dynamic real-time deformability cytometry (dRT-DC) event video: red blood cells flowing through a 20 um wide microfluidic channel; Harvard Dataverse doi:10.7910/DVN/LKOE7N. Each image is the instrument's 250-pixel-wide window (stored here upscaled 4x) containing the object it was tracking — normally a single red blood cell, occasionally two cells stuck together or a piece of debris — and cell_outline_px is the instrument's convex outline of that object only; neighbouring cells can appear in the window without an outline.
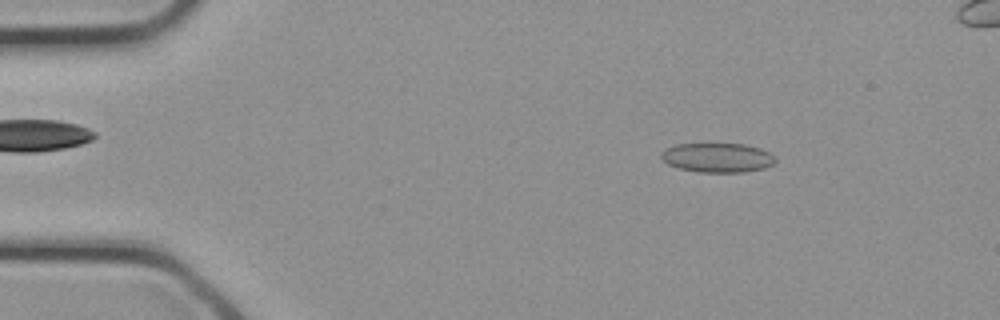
{"species": "common noctule bat (a hibernating species)", "species_latin": "Nyctalus noctula", "temperature_condition": "cold", "stored_images_in_passage": 31, "camera_frame_rate_fps": 3000, "um_per_image_px": 0.085, "animal": {"sex": "female", "body_mass_g": 21.9}, "frame": {"image": 1, "passage_image": 4, "time_ms": 1.0, "image_size_px": [1000, 320], "cell_outline_px": [[776, 160], [772, 164], [764, 168], [744, 172], [700, 172], [680, 168], [668, 164], [660, 156], [660, 152], [664, 148], [676, 144], [744, 144], [760, 148], [772, 152], [776, 156]], "centroid_in_image_um": [61.0, 13.39], "position_along_channel_um": 24.0, "area_um2": 19.65}}
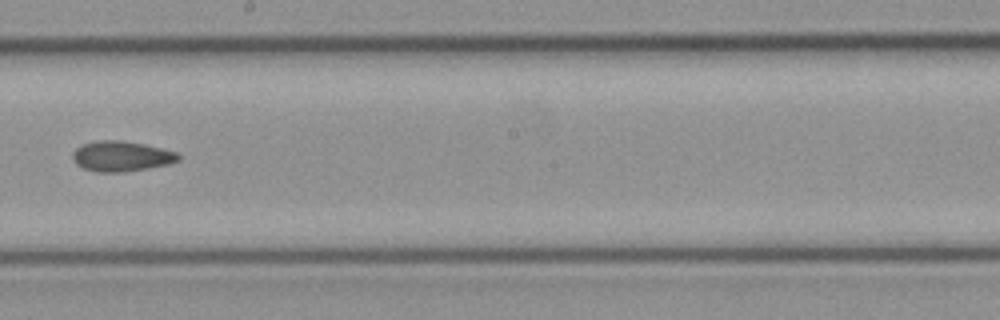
{"frame": {"image": 2, "passage_image": 17, "time_ms": 5.333, "image_size_px": [1000, 320], "cell_outline_px": [[180, 160], [168, 164], [148, 168], [124, 172], [96, 172], [84, 168], [76, 164], [72, 160], [72, 152], [76, 148], [84, 144], [100, 140], [120, 140], [144, 144], [176, 152], [180, 156]], "centroid_in_image_um": [10.3, 13.28], "position_along_channel_um": 237.9, "area_um2": 18.61}}
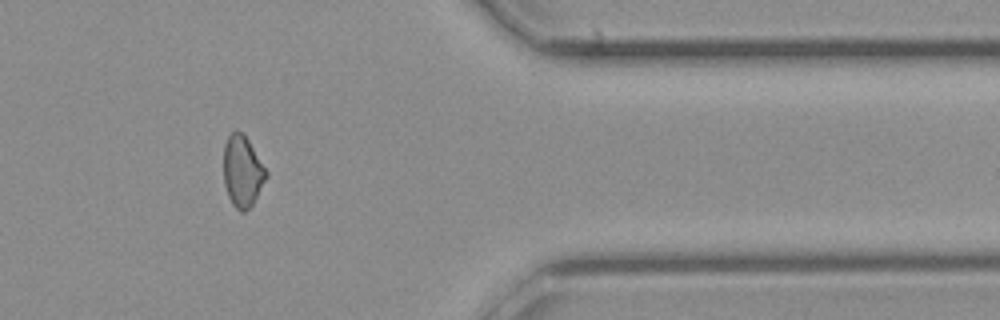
{"frame": {"image": 3, "passage_image": 25, "time_ms": 8.0, "image_size_px": [1000, 320], "cell_outline_px": [[268, 176], [252, 204], [244, 212], [240, 212], [232, 204], [228, 196], [224, 184], [224, 144], [228, 136], [236, 128], [248, 140], [268, 172]], "centroid_in_image_um": [20.6, 14.56], "position_along_channel_um": 390.8, "area_um2": 17.57}}